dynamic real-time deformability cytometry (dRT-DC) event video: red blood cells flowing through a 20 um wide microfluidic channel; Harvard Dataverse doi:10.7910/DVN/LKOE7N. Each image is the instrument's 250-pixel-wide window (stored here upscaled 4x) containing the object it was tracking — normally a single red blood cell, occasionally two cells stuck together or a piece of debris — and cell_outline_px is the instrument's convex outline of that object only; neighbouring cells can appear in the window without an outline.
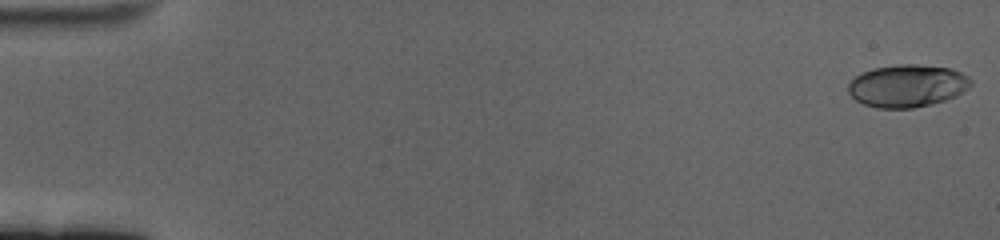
{"species": "human", "species_latin": "Homo sapiens", "temperature_condition": "cold", "stored_images_in_passage": 60, "camera_frame_rate_fps": 3000, "um_per_image_px": 0.085, "donor": {"sex": "female"}, "frame": {"image": 1, "passage_image": 1, "time_ms": 0.0, "image_size_px": [1000, 240], "cell_outline_px": [[972, 84], [968, 88], [956, 96], [932, 104], [912, 108], [876, 108], [864, 104], [856, 100], [848, 92], [848, 84], [856, 76], [872, 68], [900, 64], [916, 64], [948, 68], [960, 72], [968, 76], [972, 80]], "centroid_in_image_um": [77.12, 7.3], "position_along_channel_um": 7.9, "area_um2": 30.29}}
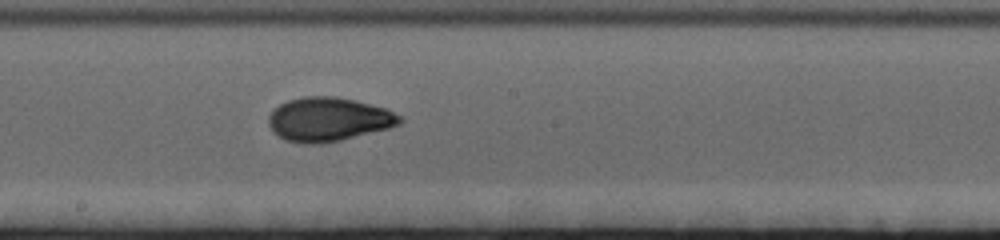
{"frame": {"image": 2, "passage_image": 34, "time_ms": 11.0, "image_size_px": [1000, 240], "cell_outline_px": [[404, 120], [400, 124], [388, 128], [340, 140], [320, 144], [304, 144], [284, 140], [272, 132], [268, 124], [268, 116], [280, 104], [288, 100], [304, 96], [336, 96], [384, 108], [400, 116]], "centroid_in_image_um": [27.87, 10.15], "position_along_channel_um": 220.3, "area_um2": 33.41}}
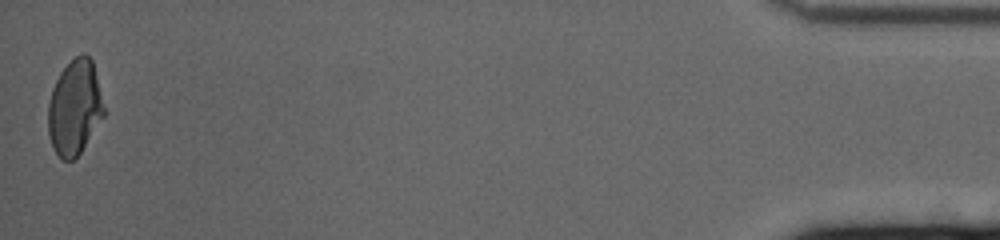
{"frame": {"image": 3, "passage_image": 60, "time_ms": 19.667, "image_size_px": [1000, 240], "cell_outline_px": [[104, 116], [80, 152], [72, 160], [60, 160], [52, 144], [48, 132], [48, 104], [52, 88], [60, 72], [76, 56], [84, 52], [92, 60], [104, 108]], "centroid_in_image_um": [6.33, 9.14], "position_along_channel_um": 428.9, "area_um2": 30.46}, "authors_computed_cell_mechanics": {"area_um2": 31.5877, "velocity_mm_per_s": 3.3895, "shape_relaxation_time_tau1_ms": 4.5265, "shape_relaxation_time_tau2_ms": 1.3714, "deformation_change_tau1": 0.1569, "deformation_change_tau2": 0.055}}